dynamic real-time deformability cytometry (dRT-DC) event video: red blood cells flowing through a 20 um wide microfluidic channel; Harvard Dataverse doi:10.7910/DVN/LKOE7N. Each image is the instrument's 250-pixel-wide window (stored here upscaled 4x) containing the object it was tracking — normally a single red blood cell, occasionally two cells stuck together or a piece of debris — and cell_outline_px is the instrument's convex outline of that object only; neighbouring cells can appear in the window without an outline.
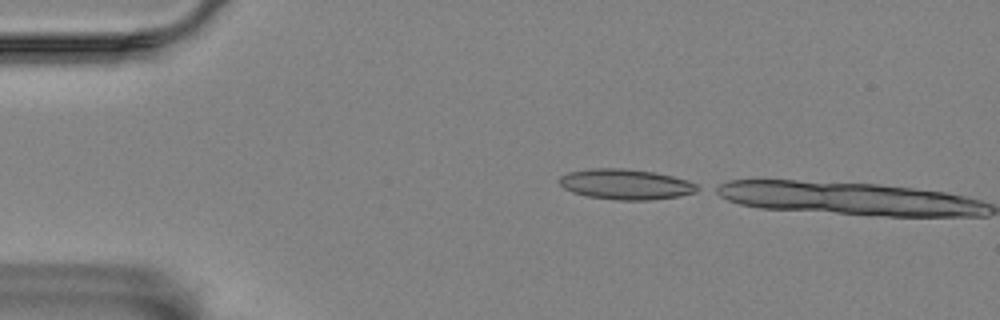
{"species": "Egyptian fruit bat (a non-hibernating species)", "species_latin": "Rousettus aegyptiacus", "temperature_condition": "room temperature", "stored_images_in_passage": 2, "camera_frame_rate_fps": 3000, "um_per_image_px": 0.085, "animal": {"sex": "female"}, "frame": {"image": 1, "passage_image": 1, "time_ms": 0.0, "image_size_px": [1000, 320], "cell_outline_px": [[704, 188], [696, 192], [680, 196], [648, 200], [616, 200], [588, 196], [572, 192], [564, 188], [556, 180], [560, 176], [568, 172], [588, 168], [624, 168], [652, 172], [672, 176], [688, 180]], "centroid_in_image_um": [53.19, 15.66], "position_along_channel_um": 31.8, "area_um2": 24.68}}